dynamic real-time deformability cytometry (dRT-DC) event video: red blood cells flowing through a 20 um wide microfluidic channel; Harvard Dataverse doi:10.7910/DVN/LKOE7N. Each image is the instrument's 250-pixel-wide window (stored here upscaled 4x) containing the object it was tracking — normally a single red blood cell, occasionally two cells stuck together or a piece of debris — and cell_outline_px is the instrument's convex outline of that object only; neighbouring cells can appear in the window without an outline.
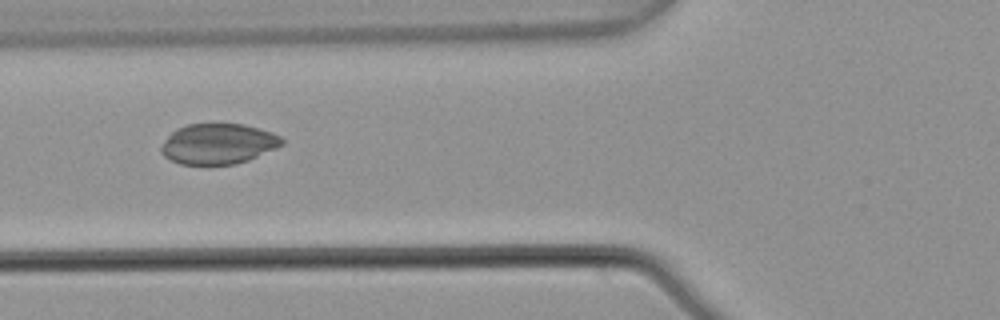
{"species": "common noctule bat (a hibernating species)", "species_latin": "Nyctalus noctula", "temperature_condition": "warm", "stored_images_in_passage": 3, "camera_frame_rate_fps": 3000, "um_per_image_px": 0.085, "animal": {"sex": "male", "body_mass_g": 21.5, "forearm_length_mm": 52.0}, "frame": {"image": 1, "passage_image": 2, "time_ms": 0.333, "image_size_px": [1000, 320], "cell_outline_px": [[284, 144], [276, 148], [248, 160], [236, 164], [180, 164], [164, 156], [160, 152], [160, 148], [164, 140], [176, 128], [188, 124], [244, 124], [260, 128], [272, 132], [280, 136], [284, 140]], "centroid_in_image_um": [18.55, 12.22], "position_along_channel_um": 107.3, "area_um2": 28.5}}
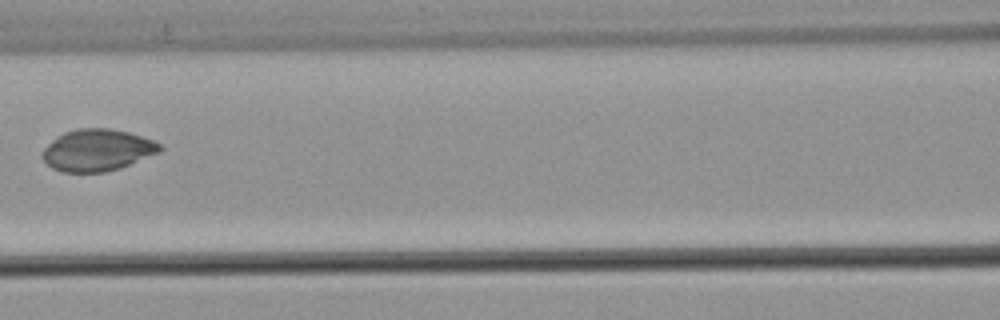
{"frame": {"image": 2, "passage_image": 3, "time_ms": 0.667, "image_size_px": [1000, 320], "cell_outline_px": [[164, 148], [160, 152], [120, 168], [104, 172], [64, 172], [52, 168], [40, 156], [40, 152], [56, 136], [64, 132], [76, 128], [108, 128], [128, 132], [152, 140], [160, 144]], "centroid_in_image_um": [8.24, 12.76], "position_along_channel_um": 158.4, "area_um2": 28.67}}